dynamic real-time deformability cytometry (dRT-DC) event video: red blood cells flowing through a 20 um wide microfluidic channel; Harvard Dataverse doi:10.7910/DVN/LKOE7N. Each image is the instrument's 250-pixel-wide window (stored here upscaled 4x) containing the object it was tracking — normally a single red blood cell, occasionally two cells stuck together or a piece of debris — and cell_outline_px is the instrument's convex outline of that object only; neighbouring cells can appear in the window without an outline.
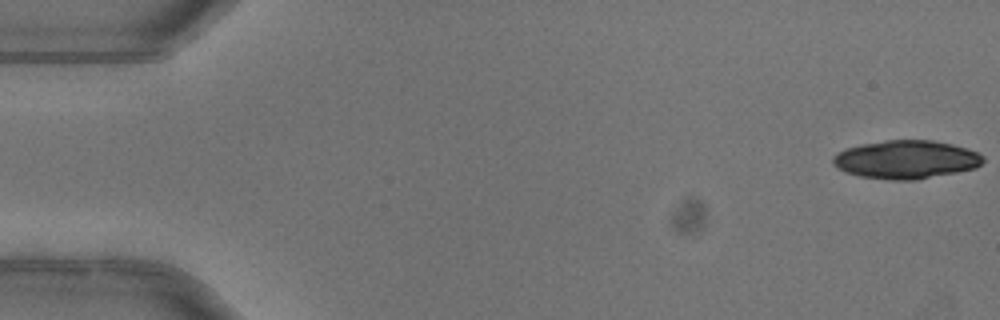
{"species": "common noctule bat (a hibernating species)", "species_latin": "Nyctalus noctula", "temperature_condition": "warm", "stored_images_in_passage": 16, "camera_frame_rate_fps": 3000, "um_per_image_px": 0.085, "animal": {"sex": "female"}, "frame": {"image": 1, "passage_image": 1, "time_ms": 0.0, "image_size_px": [1000, 320], "cell_outline_px": [[984, 160], [976, 168], [916, 180], [892, 180], [860, 176], [844, 172], [836, 168], [832, 164], [832, 156], [848, 148], [860, 144], [888, 140], [932, 140], [952, 144], [968, 148], [980, 152], [984, 156]], "centroid_in_image_um": [77.03, 13.56], "position_along_channel_um": 8.0, "area_um2": 33.7}}